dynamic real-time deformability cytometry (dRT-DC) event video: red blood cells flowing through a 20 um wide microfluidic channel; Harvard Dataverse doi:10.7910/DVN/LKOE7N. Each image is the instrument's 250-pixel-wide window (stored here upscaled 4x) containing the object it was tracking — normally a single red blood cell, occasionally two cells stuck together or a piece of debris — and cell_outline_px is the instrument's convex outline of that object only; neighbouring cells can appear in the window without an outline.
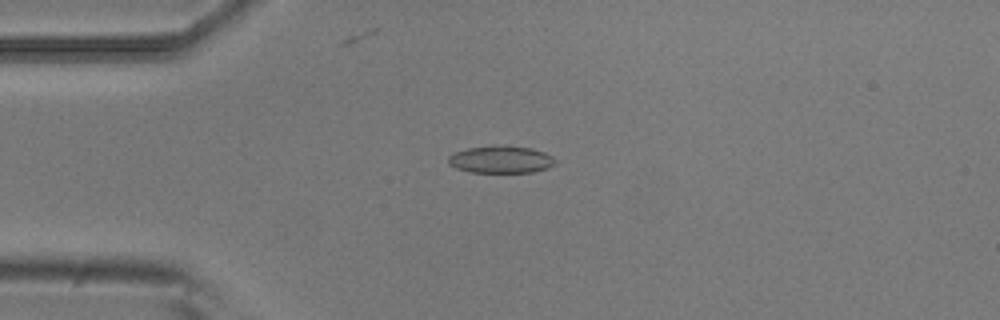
{"species": "common noctule bat (a hibernating species)", "species_latin": "Nyctalus noctula", "temperature_condition": "room temperature", "stored_images_in_passage": 3, "camera_frame_rate_fps": 3000, "um_per_image_px": 0.085, "animal": {"sex": "male", "body_mass_g": 20.5, "forearm_length_mm": 52.5}, "frame": {"image": 1, "passage_image": 3, "time_ms": 0.667, "image_size_px": [1000, 320], "cell_outline_px": [[556, 164], [548, 168], [532, 172], [468, 172], [456, 168], [448, 164], [448, 156], [452, 152], [468, 148], [504, 144], [532, 148], [544, 152], [552, 156], [556, 160]], "centroid_in_image_um": [42.57, 13.54], "position_along_channel_um": 42.4, "area_um2": 17.34}}